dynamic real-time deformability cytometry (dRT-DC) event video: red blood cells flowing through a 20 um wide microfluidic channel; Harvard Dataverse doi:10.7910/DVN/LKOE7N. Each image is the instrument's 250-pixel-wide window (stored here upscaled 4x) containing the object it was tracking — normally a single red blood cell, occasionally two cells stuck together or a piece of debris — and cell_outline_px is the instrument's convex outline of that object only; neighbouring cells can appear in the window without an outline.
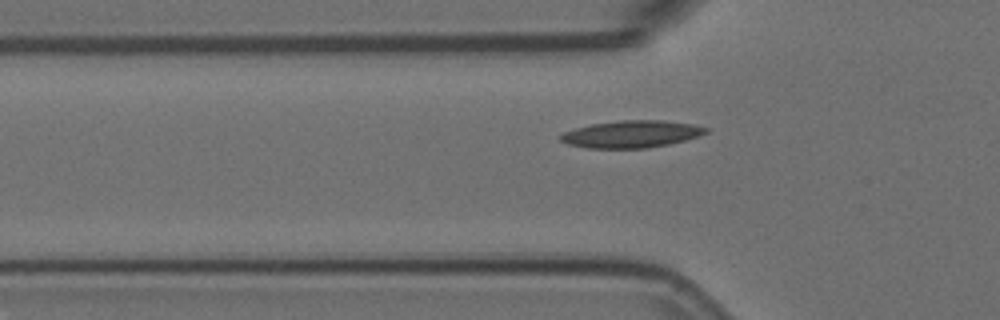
{"species": "Egyptian fruit bat (a non-hibernating species)", "species_latin": "Rousettus aegyptiacus", "temperature_condition": "room temperature", "stored_images_in_passage": 7, "segment_of_instrument_passage": [2, 2], "camera_frame_rate_fps": 3000, "um_per_image_px": 0.085, "animal": {"sex": "female"}, "frame": {"image": 1, "passage_image": 7, "time_ms": 2.0, "image_size_px": [1000, 320], "cell_outline_px": [[708, 132], [684, 140], [668, 144], [648, 148], [588, 148], [568, 144], [560, 140], [560, 136], [564, 132], [576, 128], [592, 124], [620, 120], [664, 120], [692, 124], [708, 128]], "centroid_in_image_um": [53.66, 11.39], "position_along_channel_um": 72.1, "area_um2": 22.77}}